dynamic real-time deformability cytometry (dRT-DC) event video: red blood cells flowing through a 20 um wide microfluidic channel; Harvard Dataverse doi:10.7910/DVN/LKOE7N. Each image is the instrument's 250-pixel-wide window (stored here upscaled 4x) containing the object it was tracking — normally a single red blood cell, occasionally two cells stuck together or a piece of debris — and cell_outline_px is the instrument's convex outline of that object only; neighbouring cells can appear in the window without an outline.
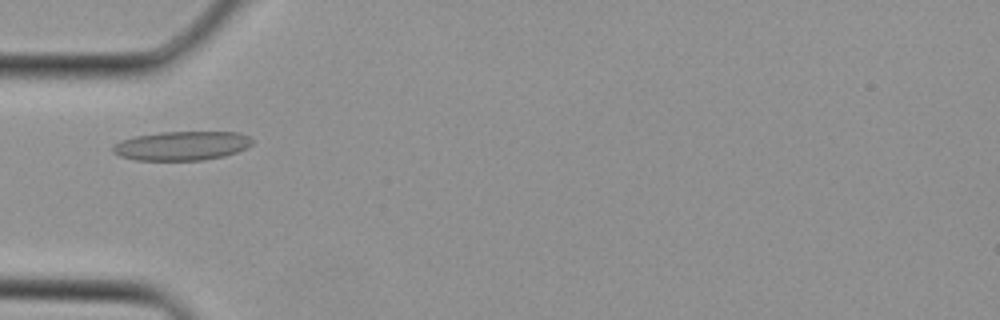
{"species": "Egyptian fruit bat (a non-hibernating species)", "species_latin": "Rousettus aegyptiacus", "temperature_condition": "cold", "stored_images_in_passage": 3, "camera_frame_rate_fps": 3000, "um_per_image_px": 0.085, "animal": {"sex": "female"}, "frame": {"image": 1, "passage_image": 3, "time_ms": 0.667, "image_size_px": [1000, 320], "cell_outline_px": [[252, 144], [248, 148], [224, 156], [204, 160], [136, 160], [120, 156], [112, 152], [112, 144], [120, 140], [136, 136], [160, 132], [240, 132], [248, 136], [252, 140]], "centroid_in_image_um": [15.44, 12.39], "position_along_channel_um": 69.6, "area_um2": 23.76}}